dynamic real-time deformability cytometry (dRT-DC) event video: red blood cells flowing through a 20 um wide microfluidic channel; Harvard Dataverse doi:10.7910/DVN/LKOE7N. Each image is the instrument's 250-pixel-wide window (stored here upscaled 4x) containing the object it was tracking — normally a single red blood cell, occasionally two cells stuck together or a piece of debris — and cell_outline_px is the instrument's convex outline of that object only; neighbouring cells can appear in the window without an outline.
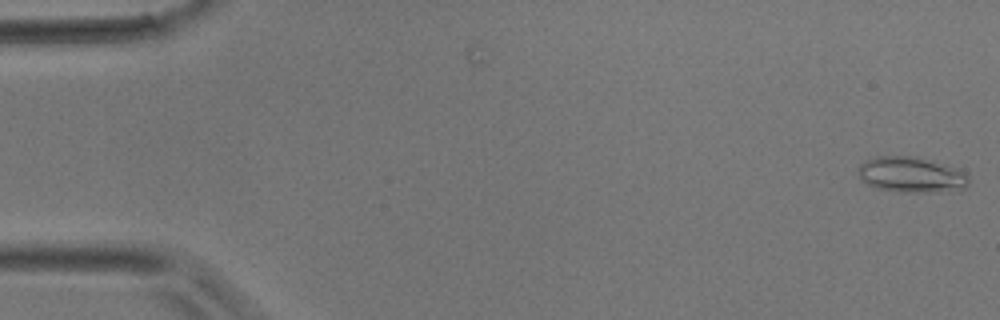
{"species": "common noctule bat (a hibernating species)", "species_latin": "Nyctalus noctula", "temperature_condition": "room temperature", "stored_images_in_passage": 5, "camera_frame_rate_fps": 3000, "um_per_image_px": 0.085, "animal": {"sex": "male", "body_mass_g": 17.9}, "frame": {"image": 1, "passage_image": 1, "time_ms": 0.0, "image_size_px": [1000, 320], "cell_outline_px": [[968, 184], [960, 192], [896, 192], [876, 188], [860, 180], [856, 168], [864, 160], [876, 156], [916, 156], [944, 164], [968, 172]], "centroid_in_image_um": [77.47, 14.86], "position_along_channel_um": 7.5, "area_um2": 23.64}}